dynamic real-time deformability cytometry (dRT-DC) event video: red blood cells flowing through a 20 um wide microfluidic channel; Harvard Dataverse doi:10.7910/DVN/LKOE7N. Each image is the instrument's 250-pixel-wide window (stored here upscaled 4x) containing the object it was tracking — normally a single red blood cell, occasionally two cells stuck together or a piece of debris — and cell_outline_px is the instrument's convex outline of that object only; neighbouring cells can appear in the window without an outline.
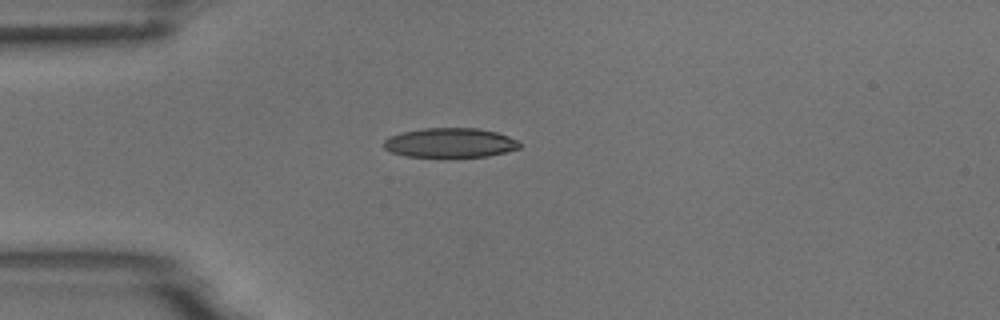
{"species": "common noctule bat (a hibernating species)", "species_latin": "Nyctalus noctula", "temperature_condition": "room temperature", "stored_images_in_passage": 37, "camera_frame_rate_fps": 3000, "um_per_image_px": 0.085, "animal": {"sex": "male", "body_mass_g": 18.8}, "frame": {"image": 1, "passage_image": 1, "time_ms": 0.0, "image_size_px": [1000, 320], "cell_outline_px": [[520, 148], [488, 156], [408, 156], [392, 152], [384, 148], [384, 140], [388, 136], [404, 132], [424, 128], [476, 128], [496, 132], [520, 140]], "centroid_in_image_um": [38.28, 12.12], "position_along_channel_um": 46.7, "area_um2": 23.06}}
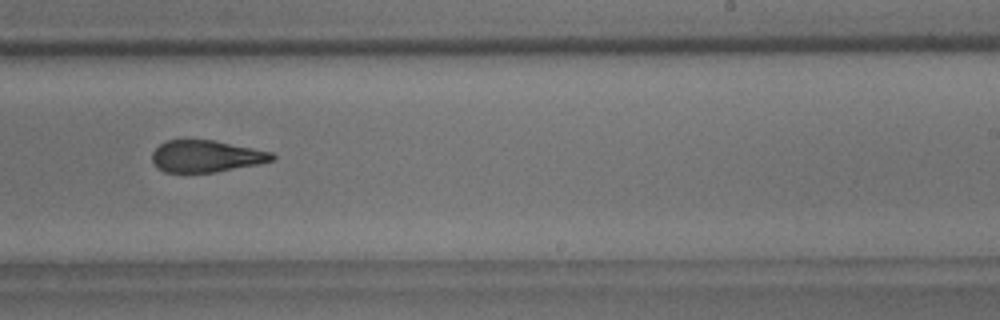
{"frame": {"image": 2, "passage_image": 20, "time_ms": 6.333, "image_size_px": [1000, 320], "cell_outline_px": [[276, 156], [272, 160], [260, 164], [216, 172], [164, 172], [156, 168], [152, 160], [152, 152], [160, 144], [168, 140], [212, 140], [272, 152]], "centroid_in_image_um": [17.5, 13.29], "position_along_channel_um": 271.5, "area_um2": 22.2}}
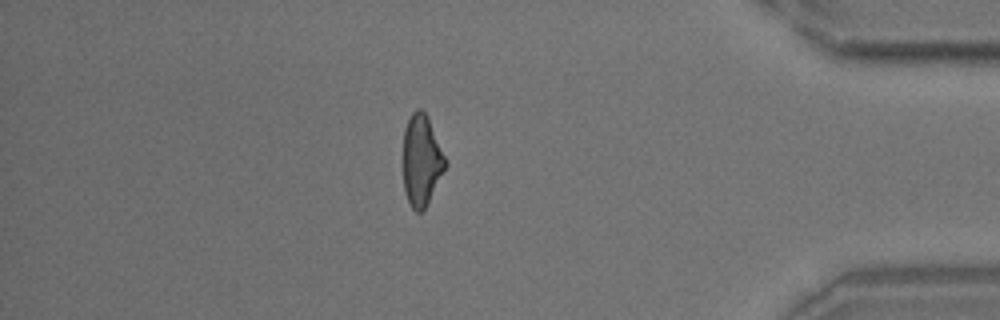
{"frame": {"image": 3, "passage_image": 33, "time_ms": 10.667, "image_size_px": [1000, 320], "cell_outline_px": [[448, 164], [424, 208], [420, 212], [416, 212], [412, 208], [408, 200], [404, 188], [404, 128], [412, 112], [416, 108], [420, 108], [428, 116], [448, 160]], "centroid_in_image_um": [35.85, 13.58], "position_along_channel_um": 399.3, "area_um2": 22.37}}